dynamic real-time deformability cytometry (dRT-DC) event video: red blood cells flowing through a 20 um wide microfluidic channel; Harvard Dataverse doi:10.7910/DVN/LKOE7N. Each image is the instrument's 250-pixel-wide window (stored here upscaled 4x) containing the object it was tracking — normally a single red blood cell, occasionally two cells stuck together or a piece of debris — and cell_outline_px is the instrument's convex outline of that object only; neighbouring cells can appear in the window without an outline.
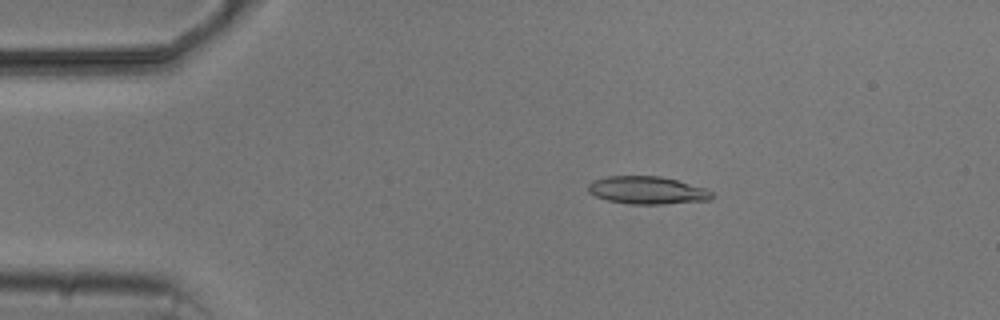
{"species": "common noctule bat (a hibernating species)", "species_latin": "Nyctalus noctula", "temperature_condition": "cold", "stored_images_in_passage": 8, "camera_frame_rate_fps": 3000, "um_per_image_px": 0.085, "animal": {"sex": "male", "body_mass_g": 20.5, "forearm_length_mm": 52.5}, "frame": {"image": 1, "passage_image": 3, "time_ms": 2.333, "image_size_px": [1000, 320], "cell_outline_px": [[712, 196], [708, 200], [664, 204], [632, 204], [608, 200], [596, 196], [588, 192], [588, 184], [592, 180], [608, 176], [660, 176], [708, 188], [712, 192]], "centroid_in_image_um": [55.01, 16.16], "position_along_channel_um": 30.0, "area_um2": 19.94}}
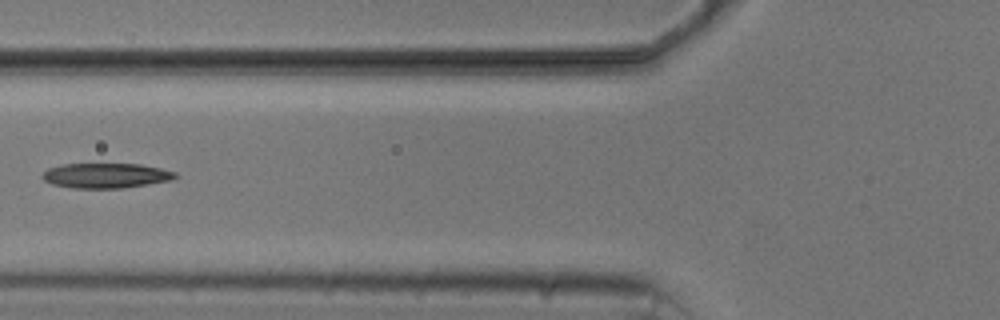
{"frame": {"image": 2, "passage_image": 6, "time_ms": 6.0, "image_size_px": [1000, 320], "cell_outline_px": [[180, 176], [172, 180], [124, 188], [72, 188], [52, 184], [44, 180], [40, 176], [48, 168], [64, 164], [140, 164], [160, 168], [176, 172]], "centroid_in_image_um": [9.02, 14.93], "position_along_channel_um": 116.8, "area_um2": 19.42}}
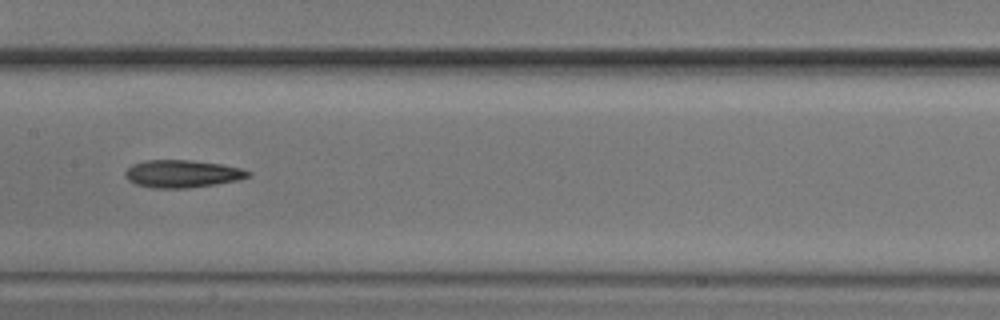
{"frame": {"image": 3, "passage_image": 8, "time_ms": 8.0, "image_size_px": [1000, 320], "cell_outline_px": [[252, 176], [240, 180], [216, 184], [188, 188], [152, 188], [136, 184], [128, 180], [124, 176], [124, 172], [132, 164], [144, 160], [192, 160], [220, 164], [240, 168], [252, 172]], "centroid_in_image_um": [15.5, 14.77], "position_along_channel_um": 191.9, "area_um2": 19.94}}